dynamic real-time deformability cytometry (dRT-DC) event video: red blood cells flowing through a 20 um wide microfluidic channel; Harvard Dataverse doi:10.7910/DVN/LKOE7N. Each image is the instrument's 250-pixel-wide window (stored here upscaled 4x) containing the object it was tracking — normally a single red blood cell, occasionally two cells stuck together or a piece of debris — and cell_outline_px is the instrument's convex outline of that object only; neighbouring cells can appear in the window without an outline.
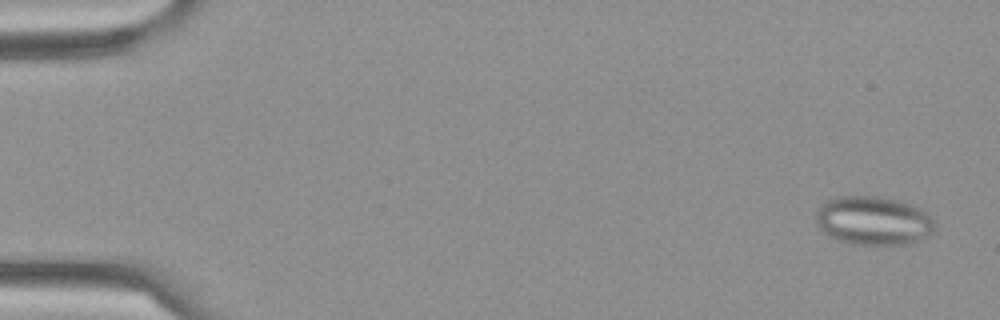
{"species": "Egyptian fruit bat (a non-hibernating species)", "species_latin": "Rousettus aegyptiacus", "temperature_condition": "cold", "stored_images_in_passage": 6, "camera_frame_rate_fps": 3000, "um_per_image_px": 0.085, "frame": {"image": 1, "passage_image": 1, "time_ms": 0.0, "image_size_px": [1000, 320], "cell_outline_px": [[936, 232], [912, 244], [852, 244], [836, 240], [824, 232], [816, 224], [816, 212], [820, 204], [836, 196], [880, 196], [912, 204], [936, 220]], "centroid_in_image_um": [74.26, 18.76], "position_along_channel_um": 10.7, "area_um2": 34.22}}